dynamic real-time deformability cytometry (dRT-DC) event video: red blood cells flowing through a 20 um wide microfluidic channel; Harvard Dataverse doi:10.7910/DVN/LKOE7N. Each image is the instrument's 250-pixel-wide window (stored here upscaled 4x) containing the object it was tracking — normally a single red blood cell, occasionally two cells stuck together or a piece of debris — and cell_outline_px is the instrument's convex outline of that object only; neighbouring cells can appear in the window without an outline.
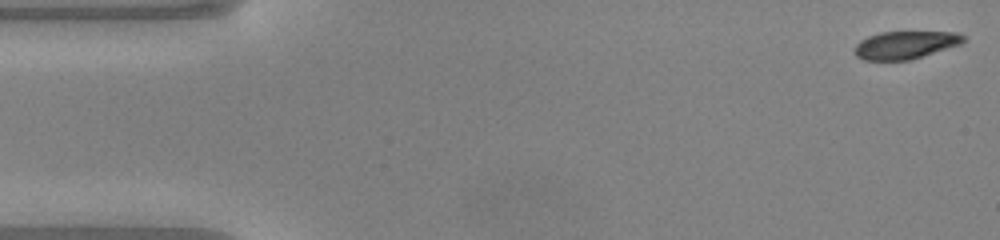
{"species": "common noctule bat (a hibernating species)", "species_latin": "Nyctalus noctula", "temperature_condition": "warm", "stored_images_in_passage": 49, "camera_frame_rate_fps": 3000, "um_per_image_px": 0.085, "animal": {"sex": "male", "body_mass_g": 20.0, "forearm_length_mm": 53.3}, "frame": {"image": 1, "passage_image": 1, "time_ms": 0.0, "image_size_px": [1000, 240], "cell_outline_px": [[968, 36], [960, 44], [908, 60], [864, 60], [856, 56], [852, 48], [860, 40], [868, 36], [880, 32], [960, 32]], "centroid_in_image_um": [76.93, 3.81], "position_along_channel_um": 8.1, "area_um2": 17.63}}
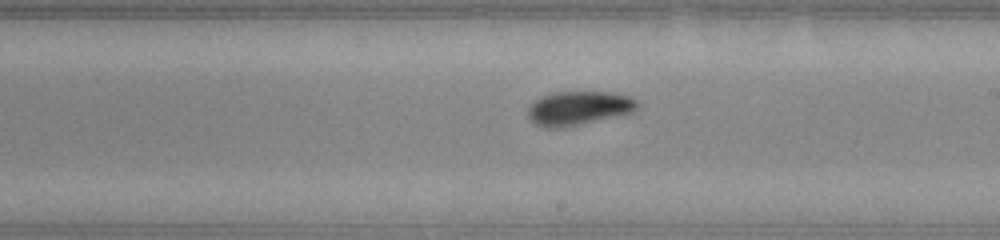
{"frame": {"image": 2, "passage_image": 27, "time_ms": 8.667, "image_size_px": [1000, 240], "cell_outline_px": [[640, 108], [632, 112], [564, 128], [544, 128], [536, 124], [528, 116], [528, 108], [540, 96], [556, 92], [616, 92], [632, 96], [640, 104]], "centroid_in_image_um": [49.23, 9.18], "position_along_channel_um": 239.8, "area_um2": 21.79}}
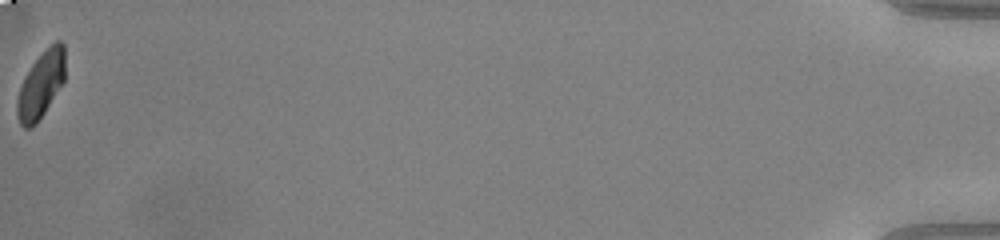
{"frame": {"image": 3, "passage_image": 49, "time_ms": 16.0, "image_size_px": [1000, 240], "cell_outline_px": [[64, 80], [44, 112], [36, 124], [32, 128], [24, 128], [20, 124], [16, 112], [16, 100], [24, 76], [32, 64], [56, 40], [60, 40], [64, 44]], "centroid_in_image_um": [3.45, 7.23], "position_along_channel_um": 431.7, "area_um2": 18.26}, "authors_computed_cell_mechanics": {"area_um2": 20.4034, "velocity_mm_per_s": 4.0858, "shape_relaxation_time_tau1_ms": 3.6738, "shape_relaxation_time_tau2_ms": 2.9445, "deformation_change_tau1": 0.1537, "deformation_change_tau2": 0.0556}}